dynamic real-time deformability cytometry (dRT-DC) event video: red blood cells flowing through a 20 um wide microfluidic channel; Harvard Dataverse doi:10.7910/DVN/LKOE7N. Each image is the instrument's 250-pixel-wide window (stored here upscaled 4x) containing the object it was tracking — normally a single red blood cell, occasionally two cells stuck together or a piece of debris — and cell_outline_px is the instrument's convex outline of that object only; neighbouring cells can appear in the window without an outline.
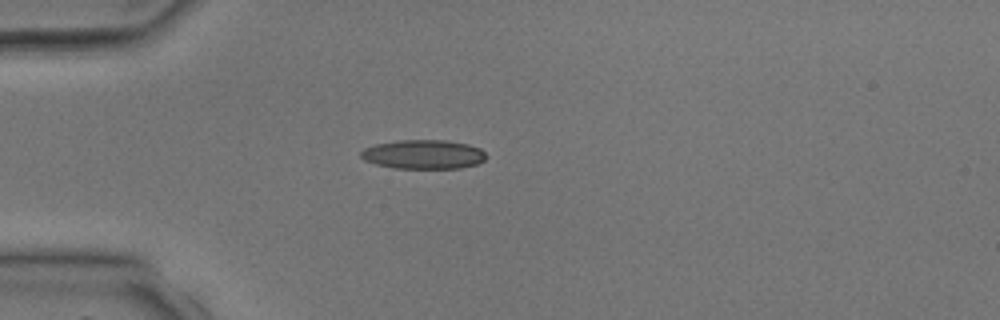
{"species": "common noctule bat (a hibernating species)", "species_latin": "Nyctalus noctula", "temperature_condition": "room temperature", "stored_images_in_passage": 4, "camera_frame_rate_fps": 3000, "um_per_image_px": 0.085, "animal": {"sex": "male", "body_mass_g": 17.9, "forearm_length_mm": 54.2}, "frame": {"image": 1, "passage_image": 4, "time_ms": 3.667, "image_size_px": [1000, 320], "cell_outline_px": [[488, 156], [484, 160], [476, 164], [460, 168], [396, 168], [376, 164], [364, 160], [360, 156], [360, 152], [364, 148], [376, 144], [396, 140], [448, 140], [468, 144], [480, 148]], "centroid_in_image_um": [36.0, 13.11], "position_along_channel_um": 49.0, "area_um2": 21.33}}